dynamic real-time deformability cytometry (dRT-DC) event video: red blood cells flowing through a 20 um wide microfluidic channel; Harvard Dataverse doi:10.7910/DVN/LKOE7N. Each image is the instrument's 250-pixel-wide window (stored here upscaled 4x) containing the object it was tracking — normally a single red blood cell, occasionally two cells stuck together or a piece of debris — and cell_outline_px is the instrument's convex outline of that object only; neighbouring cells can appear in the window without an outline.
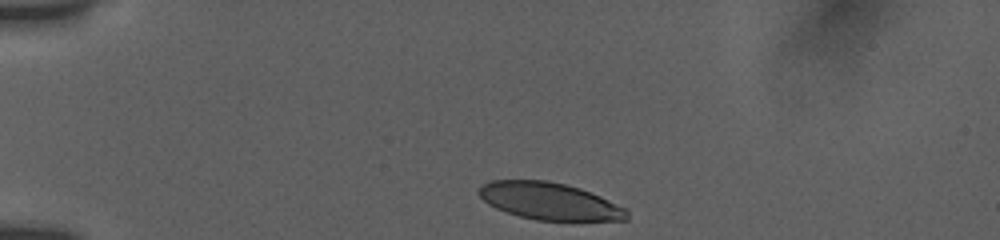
{"species": "human", "species_latin": "Homo sapiens", "temperature_condition": "room temperature", "stored_images_in_passage": 36, "camera_frame_rate_fps": 3000, "um_per_image_px": 0.085, "donor": {"sex": "female"}, "frame": {"image": 1, "passage_image": 1, "time_ms": 0.0, "image_size_px": [1000, 240], "cell_outline_px": [[628, 220], [572, 224], [536, 220], [520, 216], [496, 208], [488, 204], [476, 192], [480, 184], [492, 180], [548, 180], [580, 188], [600, 196], [628, 208]], "centroid_in_image_um": [46.8, 17.15], "position_along_channel_um": 38.2, "area_um2": 33.41}}
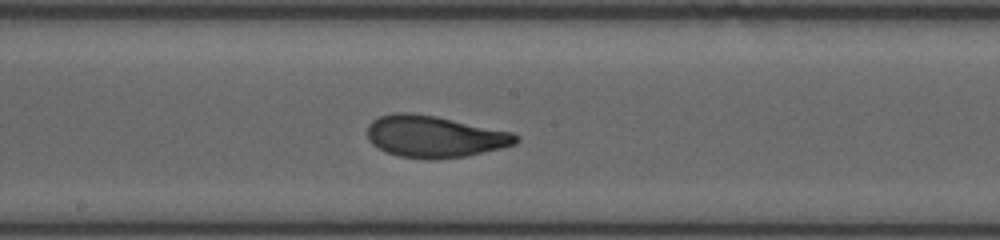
{"frame": {"image": 2, "passage_image": 19, "time_ms": 6.0, "image_size_px": [1000, 240], "cell_outline_px": [[520, 140], [516, 144], [504, 148], [464, 156], [428, 160], [400, 156], [376, 148], [368, 140], [368, 124], [372, 120], [380, 116], [396, 112], [412, 112], [436, 116], [512, 132], [520, 136]], "centroid_in_image_um": [36.94, 11.6], "position_along_channel_um": 211.3, "area_um2": 36.36}}
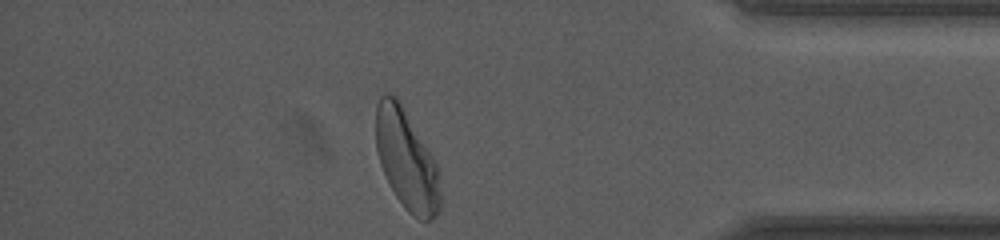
{"frame": {"image": 3, "passage_image": 36, "time_ms": 11.667, "image_size_px": [1000, 240], "cell_outline_px": [[440, 212], [432, 220], [420, 220], [412, 216], [404, 208], [396, 196], [380, 164], [376, 148], [376, 104], [380, 96], [384, 92], [396, 96], [400, 100], [432, 156], [440, 172]], "centroid_in_image_um": [34.57, 13.58], "position_along_channel_um": 400.6, "area_um2": 37.74}, "authors_computed_cell_mechanics": {"area_um2": 34.9979, "velocity_mm_per_s": 3.8014, "shape_relaxation_time_tau1_ms": 4.5733, "shape_relaxation_time_tau2_ms": 1.069, "deformation_change_tau1": 0.1834, "deformation_change_tau2": 0.0792}}